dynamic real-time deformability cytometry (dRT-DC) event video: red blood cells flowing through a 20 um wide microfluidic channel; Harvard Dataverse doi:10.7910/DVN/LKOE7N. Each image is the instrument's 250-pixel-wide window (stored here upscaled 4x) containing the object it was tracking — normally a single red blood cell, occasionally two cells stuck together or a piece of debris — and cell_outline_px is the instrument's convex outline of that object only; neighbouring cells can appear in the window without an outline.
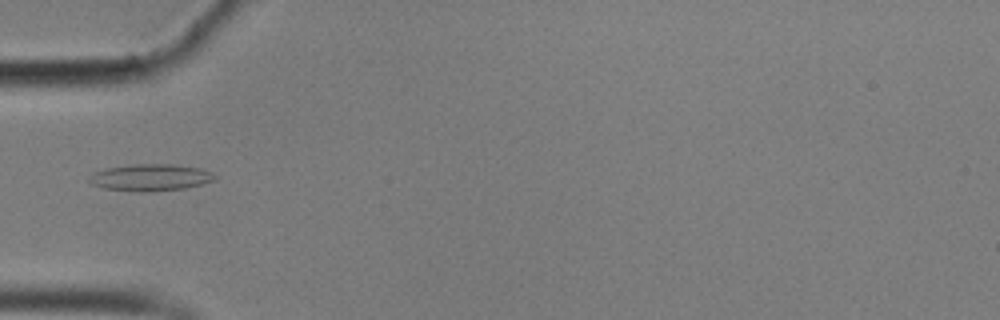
{"species": "common noctule bat (a hibernating species)", "species_latin": "Nyctalus noctula", "temperature_condition": "cold", "stored_images_in_passage": 39, "camera_frame_rate_fps": 3000, "um_per_image_px": 0.085, "animal": {"sex": "male", "body_mass_g": 17.9}, "frame": {"image": 1, "passage_image": 1, "time_ms": 0.0, "image_size_px": [1000, 320], "cell_outline_px": [[216, 176], [212, 180], [200, 184], [184, 188], [140, 192], [104, 188], [92, 184], [88, 180], [88, 176], [92, 172], [104, 168], [136, 164], [172, 164], [200, 168], [212, 172]], "centroid_in_image_um": [12.72, 15.07], "position_along_channel_um": 72.3, "area_um2": 19.48}}
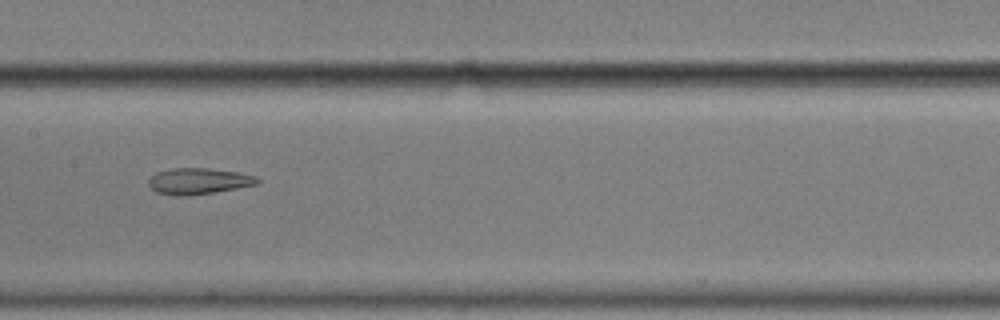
{"frame": {"image": 2, "passage_image": 11, "time_ms": 3.333, "image_size_px": [1000, 320], "cell_outline_px": [[260, 184], [188, 196], [176, 196], [156, 192], [148, 184], [148, 180], [156, 172], [172, 168], [208, 168], [236, 172], [256, 176], [260, 180]], "centroid_in_image_um": [16.87, 15.39], "position_along_channel_um": 190.5, "area_um2": 16.53}}
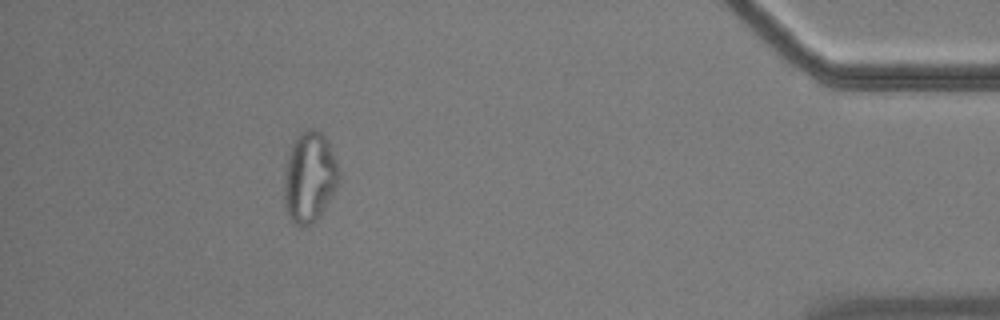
{"frame": {"image": 3, "passage_image": 34, "time_ms": 11.0, "image_size_px": [1000, 320], "cell_outline_px": [[340, 180], [336, 188], [320, 216], [312, 224], [304, 228], [296, 224], [288, 216], [284, 208], [284, 172], [288, 156], [292, 144], [296, 136], [300, 132], [308, 128], [316, 128], [328, 140], [340, 168]], "centroid_in_image_um": [26.31, 15.06], "position_along_channel_um": 408.9, "area_um2": 29.48}, "authors_computed_cell_mechanics": {"area_um2": 18.5538, "velocity_mm_per_s": 3.5179, "shape_relaxation_time_tau1_ms": null, "shape_relaxation_time_tau2_ms": 2.0014, "deformation_change_tau1": null, "deformation_change_tau2": 0.0781}}